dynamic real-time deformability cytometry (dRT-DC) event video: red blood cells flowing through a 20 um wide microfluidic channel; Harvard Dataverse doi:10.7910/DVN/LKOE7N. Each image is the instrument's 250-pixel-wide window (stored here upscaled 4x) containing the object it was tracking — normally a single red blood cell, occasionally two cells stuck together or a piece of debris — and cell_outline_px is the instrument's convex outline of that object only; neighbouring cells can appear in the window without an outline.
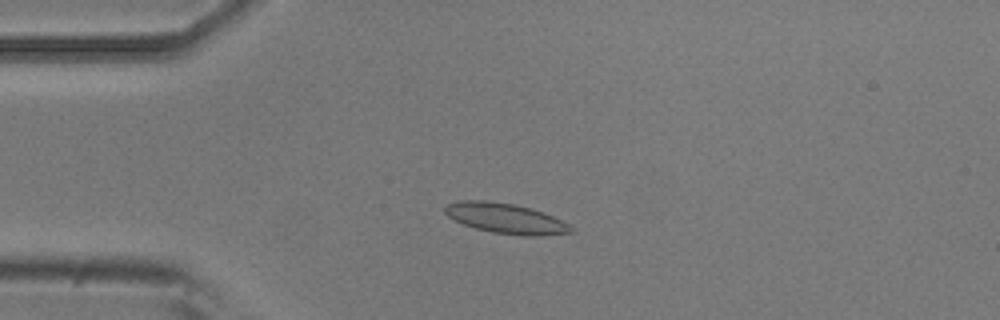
{"species": "common noctule bat (a hibernating species)", "species_latin": "Nyctalus noctula", "temperature_condition": "room temperature", "stored_images_in_passage": 5, "camera_frame_rate_fps": 3000, "um_per_image_px": 0.085, "animal": {"sex": "male", "body_mass_g": 20.5, "forearm_length_mm": 52.5}, "frame": {"image": 1, "passage_image": 3, "time_ms": 0.667, "image_size_px": [1000, 320], "cell_outline_px": [[576, 232], [540, 236], [524, 236], [492, 232], [476, 228], [464, 224], [448, 216], [444, 212], [444, 208], [448, 204], [460, 200], [488, 200], [516, 204], [552, 216], [576, 228]], "centroid_in_image_um": [43.01, 18.57], "position_along_channel_um": 42.0, "area_um2": 22.14}}
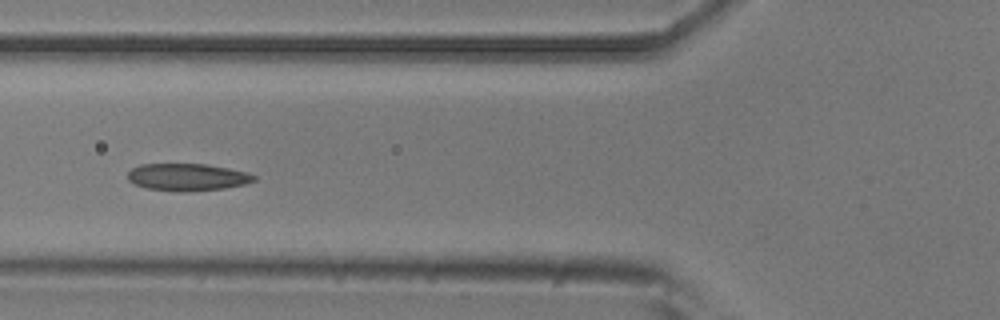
{"frame": {"image": 2, "passage_image": 5, "time_ms": 1.333, "image_size_px": [1000, 320], "cell_outline_px": [[256, 180], [244, 184], [224, 188], [188, 192], [180, 192], [148, 188], [132, 184], [128, 180], [128, 172], [132, 168], [140, 164], [208, 164], [248, 172], [256, 176]], "centroid_in_image_um": [15.92, 15.05], "position_along_channel_um": 109.9, "area_um2": 20.17}}